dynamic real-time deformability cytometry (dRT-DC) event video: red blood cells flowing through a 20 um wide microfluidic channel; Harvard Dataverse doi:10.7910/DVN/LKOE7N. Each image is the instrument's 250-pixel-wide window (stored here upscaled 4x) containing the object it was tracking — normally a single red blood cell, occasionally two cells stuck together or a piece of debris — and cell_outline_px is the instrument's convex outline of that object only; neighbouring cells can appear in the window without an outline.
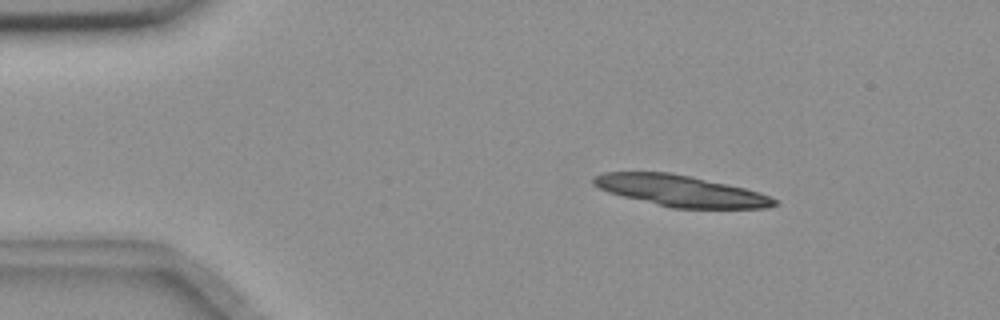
{"species": "common noctule bat (a hibernating species)", "species_latin": "Nyctalus noctula", "temperature_condition": "room temperature", "stored_images_in_passage": 27, "camera_frame_rate_fps": 3000, "um_per_image_px": 0.085, "animal": {"sex": "female", "body_mass_g": 18.4}, "frame": {"image": 1, "passage_image": 8, "time_ms": 2.333, "image_size_px": [1000, 320], "cell_outline_px": [[780, 204], [764, 208], [672, 208], [608, 192], [592, 184], [592, 180], [596, 176], [604, 172], [668, 172], [692, 176], [744, 188], [760, 192], [776, 200]], "centroid_in_image_um": [57.87, 16.22], "position_along_channel_um": 27.1, "area_um2": 32.54}}